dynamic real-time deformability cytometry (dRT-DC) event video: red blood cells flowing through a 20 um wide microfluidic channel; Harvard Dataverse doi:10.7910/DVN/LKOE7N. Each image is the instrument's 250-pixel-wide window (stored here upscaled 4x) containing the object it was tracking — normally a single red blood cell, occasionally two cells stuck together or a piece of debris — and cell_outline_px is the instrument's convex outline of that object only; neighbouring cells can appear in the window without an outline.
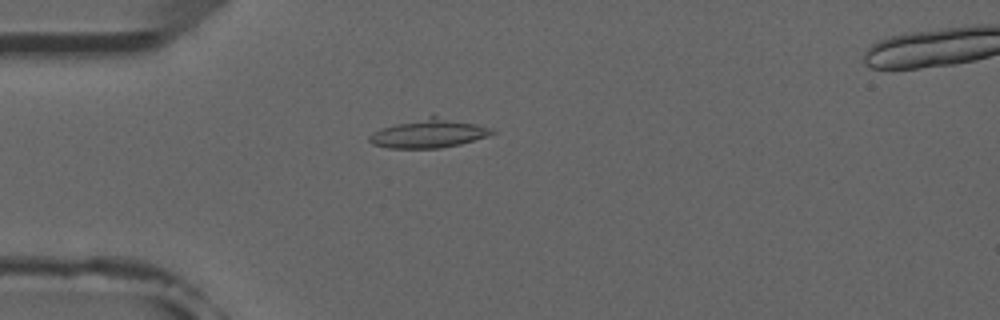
{"species": "common noctule bat (a hibernating species)", "species_latin": "Nyctalus noctula", "temperature_condition": "room temperature", "stored_images_in_passage": 4, "camera_frame_rate_fps": 3000, "um_per_image_px": 0.085, "animal": {"sex": "male", "forearm_length_mm": 52.5}, "frame": {"image": 1, "passage_image": 3, "time_ms": 2.333, "image_size_px": [1000, 320], "cell_outline_px": [[496, 132], [488, 136], [460, 144], [440, 148], [388, 148], [372, 144], [368, 140], [368, 136], [372, 132], [380, 128], [432, 112], [492, 128]], "centroid_in_image_um": [36.43, 11.28], "position_along_channel_um": 48.6, "area_um2": 21.5}}